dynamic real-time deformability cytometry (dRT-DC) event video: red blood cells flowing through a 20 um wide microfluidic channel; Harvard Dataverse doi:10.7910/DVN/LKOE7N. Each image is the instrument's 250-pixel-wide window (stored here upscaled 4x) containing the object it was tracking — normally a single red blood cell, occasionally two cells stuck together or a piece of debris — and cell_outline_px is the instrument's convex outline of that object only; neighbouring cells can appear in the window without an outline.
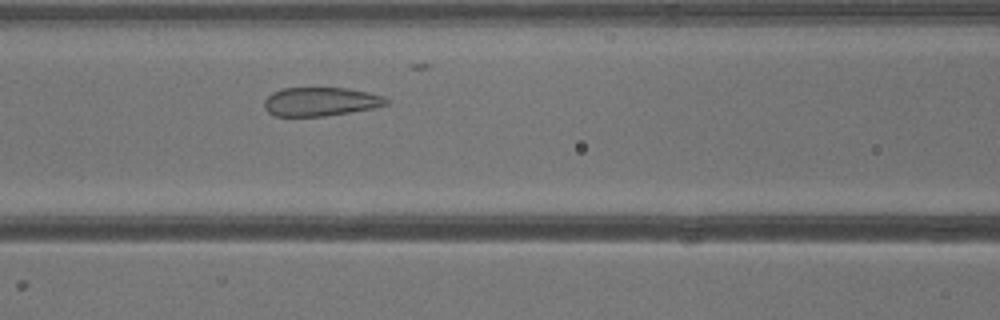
{"species": "common noctule bat (a hibernating species)", "species_latin": "Nyctalus noctula", "temperature_condition": "warm", "stored_images_in_passage": 23, "camera_frame_rate_fps": 3000, "um_per_image_px": 0.085, "animal": {"sex": "male", "body_mass_g": 13.3}, "frame": {"image": 1, "passage_image": 5, "time_ms": 1.333, "image_size_px": [1000, 320], "cell_outline_px": [[388, 104], [376, 108], [324, 116], [276, 116], [268, 112], [264, 108], [264, 100], [272, 92], [284, 88], [348, 88], [368, 92], [384, 96], [388, 100]], "centroid_in_image_um": [27.26, 8.64], "position_along_channel_um": 139.3, "area_um2": 20.52}}
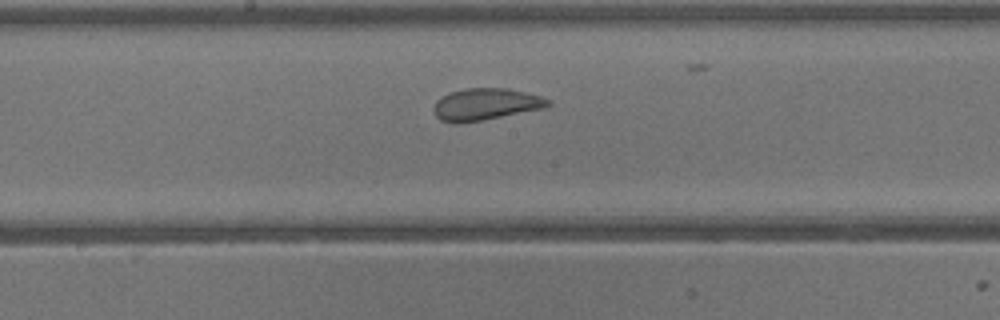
{"frame": {"image": 2, "passage_image": 9, "time_ms": 2.667, "image_size_px": [1000, 320], "cell_outline_px": [[552, 104], [544, 108], [484, 120], [460, 124], [452, 124], [440, 120], [436, 116], [432, 108], [436, 100], [440, 96], [448, 92], [464, 88], [504, 88], [524, 92], [540, 96], [548, 100]], "centroid_in_image_um": [41.2, 8.88], "position_along_channel_um": 207.0, "area_um2": 21.5}}
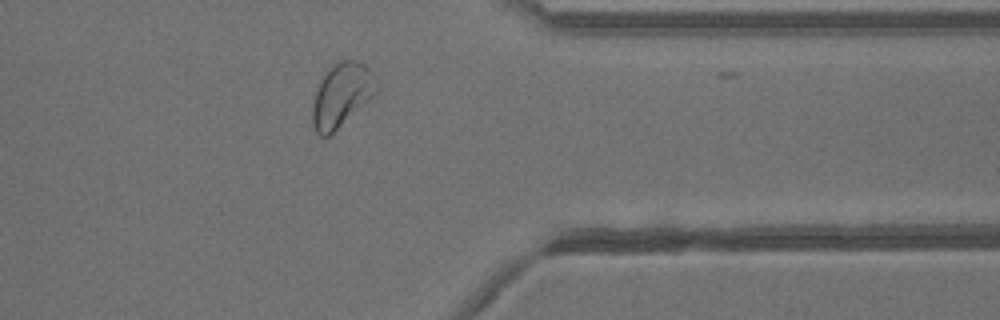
{"frame": {"image": 3, "passage_image": 20, "time_ms": 6.333, "image_size_px": [1000, 320], "cell_outline_px": [[376, 96], [328, 136], [320, 136], [316, 132], [312, 124], [312, 104], [320, 80], [324, 72], [340, 60], [352, 60], [364, 64], [372, 72], [376, 80]], "centroid_in_image_um": [29.04, 8.09], "position_along_channel_um": 382.4, "area_um2": 23.81}}